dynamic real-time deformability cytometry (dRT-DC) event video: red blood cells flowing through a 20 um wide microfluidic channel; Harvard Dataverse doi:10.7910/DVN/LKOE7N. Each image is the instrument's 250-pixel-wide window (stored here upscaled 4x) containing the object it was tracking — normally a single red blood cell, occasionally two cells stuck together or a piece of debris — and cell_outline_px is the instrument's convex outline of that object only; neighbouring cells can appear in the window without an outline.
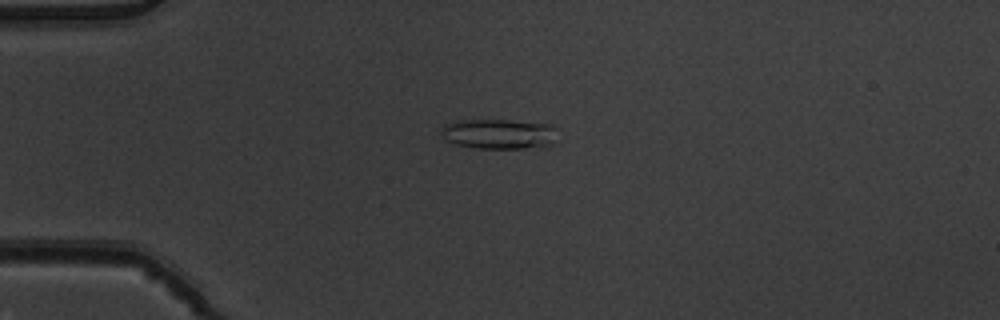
{"species": "common noctule bat (a hibernating species)", "species_latin": "Nyctalus noctula", "temperature_condition": "warm", "stored_images_in_passage": 5, "camera_frame_rate_fps": 3000, "um_per_image_px": 0.085, "animal": {"sex": "male", "body_mass_g": 19.5, "forearm_length_mm": 54.6}, "frame": {"image": 1, "passage_image": 4, "time_ms": 1.0, "image_size_px": [1000, 320], "cell_outline_px": [[556, 144], [544, 148], [476, 148], [456, 144], [444, 140], [440, 132], [444, 124], [460, 120], [508, 120], [552, 124], [556, 128]], "centroid_in_image_um": [42.47, 11.39], "position_along_channel_um": 42.5, "area_um2": 20.87}}